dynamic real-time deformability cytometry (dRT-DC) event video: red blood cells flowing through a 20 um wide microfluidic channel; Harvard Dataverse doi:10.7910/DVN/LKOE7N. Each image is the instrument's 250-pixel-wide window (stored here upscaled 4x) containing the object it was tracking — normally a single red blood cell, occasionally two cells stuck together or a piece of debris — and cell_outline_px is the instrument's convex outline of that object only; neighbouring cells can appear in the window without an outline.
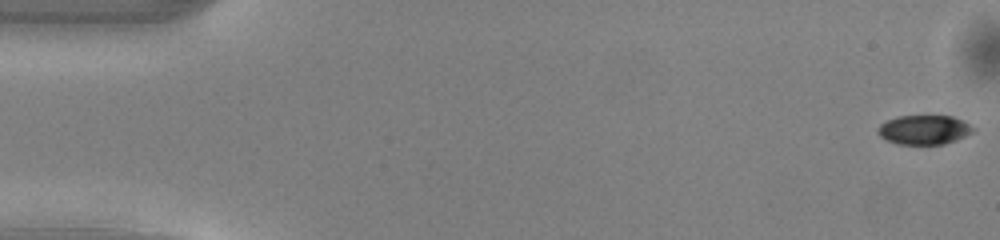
{"species": "common noctule bat (a hibernating species)", "species_latin": "Nyctalus noctula", "temperature_condition": "warm", "stored_images_in_passage": 50, "camera_frame_rate_fps": 3000, "um_per_image_px": 0.085, "animal": {"sex": "male", "body_mass_g": 13.0, "forearm_length_mm": 53.1}, "frame": {"image": 1, "passage_image": 1, "time_ms": 0.0, "image_size_px": [1000, 240], "cell_outline_px": [[976, 128], [972, 132], [956, 140], [944, 144], [896, 144], [880, 136], [876, 132], [876, 128], [880, 124], [888, 120], [900, 116], [952, 116]], "centroid_in_image_um": [78.52, 11.04], "position_along_channel_um": 6.5, "area_um2": 16.13}}
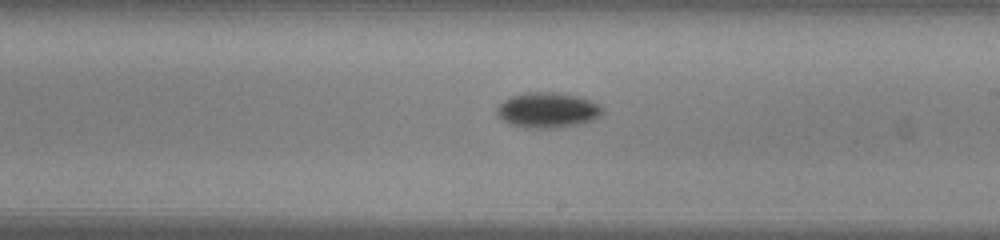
{"frame": {"image": 2, "passage_image": 29, "time_ms": 9.333, "image_size_px": [1000, 240], "cell_outline_px": [[604, 112], [592, 120], [576, 124], [552, 128], [540, 128], [512, 124], [504, 120], [496, 112], [496, 108], [504, 100], [512, 96], [528, 92], [556, 92], [576, 96], [588, 100], [604, 108]], "centroid_in_image_um": [46.55, 9.34], "position_along_channel_um": 242.5, "area_um2": 21.1}}
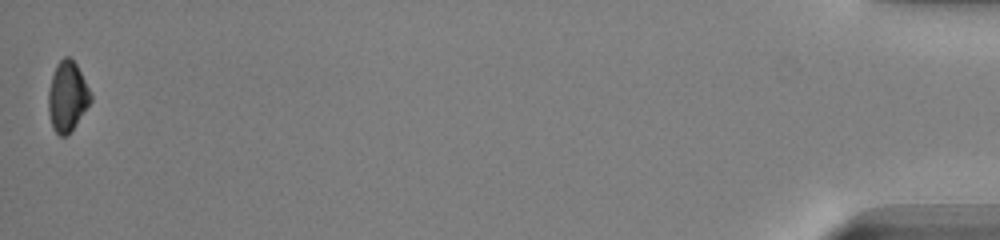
{"frame": {"image": 3, "passage_image": 50, "time_ms": 16.333, "image_size_px": [1000, 240], "cell_outline_px": [[92, 100], [68, 136], [60, 136], [52, 128], [48, 112], [48, 92], [52, 76], [56, 64], [64, 56], [68, 56], [76, 64], [92, 96]], "centroid_in_image_um": [5.7, 8.23], "position_along_channel_um": 429.5, "area_um2": 17.17}, "authors_computed_cell_mechanics": {"area_um2": 18.1203, "velocity_mm_per_s": 4.1198, "shape_relaxation_time_tau1_ms": 2.0308, "shape_relaxation_time_tau2_ms": null, "deformation_change_tau1": 0.1082, "deformation_change_tau2": null}}